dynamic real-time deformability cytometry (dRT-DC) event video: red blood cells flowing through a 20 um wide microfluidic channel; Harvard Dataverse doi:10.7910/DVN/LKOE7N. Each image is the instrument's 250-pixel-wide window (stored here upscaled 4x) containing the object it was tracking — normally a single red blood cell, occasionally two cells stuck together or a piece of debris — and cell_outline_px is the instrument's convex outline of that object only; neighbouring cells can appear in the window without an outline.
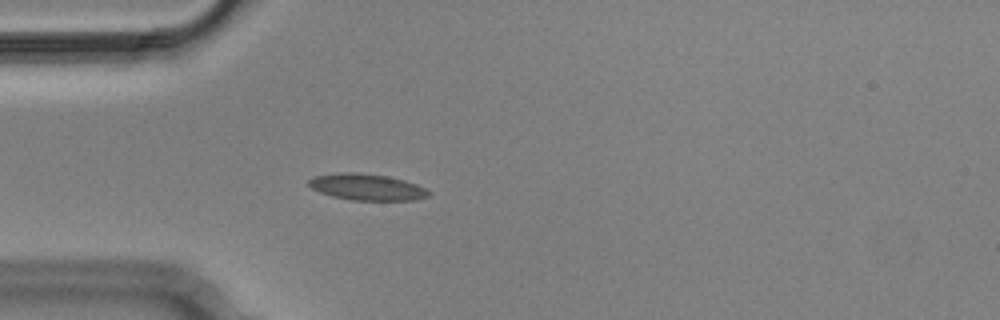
{"species": "Egyptian fruit bat (a non-hibernating species)", "species_latin": "Rousettus aegyptiacus", "temperature_condition": "cold", "stored_images_in_passage": 4, "camera_frame_rate_fps": 3000, "um_per_image_px": 0.085, "animal": {"sex": "male"}, "frame": {"image": 1, "passage_image": 4, "time_ms": 1.0, "image_size_px": [1000, 320], "cell_outline_px": [[432, 192], [428, 196], [416, 200], [352, 200], [332, 196], [320, 192], [312, 188], [308, 184], [308, 180], [312, 176], [340, 172], [356, 172], [388, 176], [404, 180], [416, 184]], "centroid_in_image_um": [31.17, 15.89], "position_along_channel_um": 53.8, "area_um2": 18.5}}